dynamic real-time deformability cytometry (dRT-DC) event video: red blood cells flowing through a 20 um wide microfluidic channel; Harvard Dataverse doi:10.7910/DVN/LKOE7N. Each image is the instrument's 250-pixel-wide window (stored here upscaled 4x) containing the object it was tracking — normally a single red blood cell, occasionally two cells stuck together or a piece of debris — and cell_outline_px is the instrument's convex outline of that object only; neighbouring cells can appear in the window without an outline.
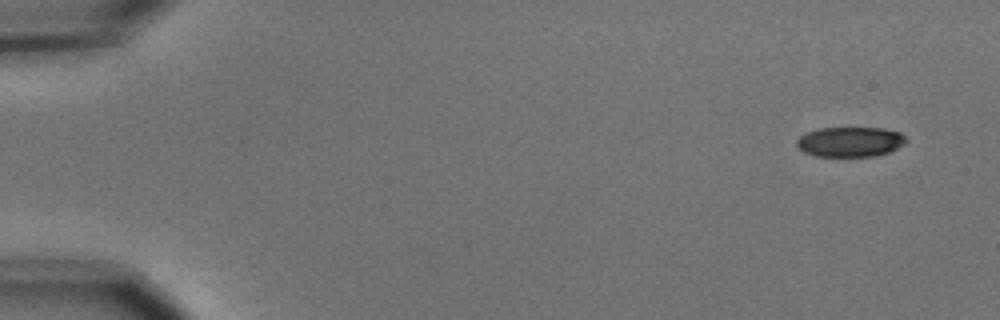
{"species": "common noctule bat (a hibernating species)", "species_latin": "Nyctalus noctula", "temperature_condition": "cold", "stored_images_in_passage": 53, "camera_frame_rate_fps": 3000, "um_per_image_px": 0.085, "animal": {"sex": "male", "body_mass_g": 15.6}, "frame": {"image": 1, "passage_image": 1, "time_ms": 0.0, "image_size_px": [1000, 320], "cell_outline_px": [[908, 140], [904, 144], [888, 152], [872, 156], [816, 156], [804, 152], [796, 144], [796, 140], [800, 136], [808, 132], [820, 128], [884, 128], [900, 132]], "centroid_in_image_um": [72.27, 12.05], "position_along_channel_um": 12.7, "area_um2": 18.96}}
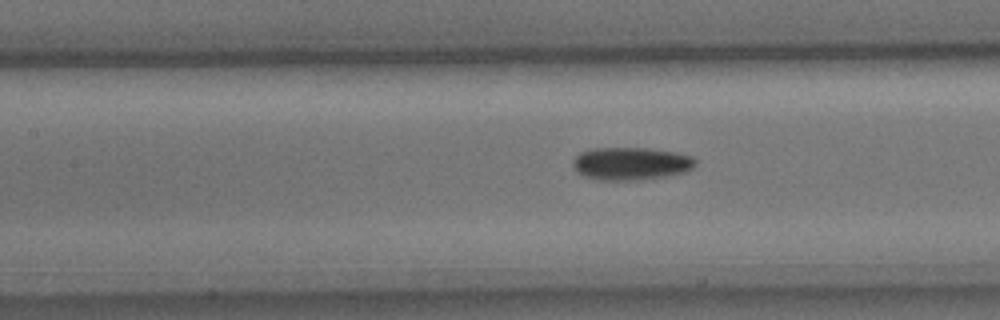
{"frame": {"image": 2, "passage_image": 23, "time_ms": 7.333, "image_size_px": [1000, 320], "cell_outline_px": [[696, 164], [692, 168], [684, 172], [668, 176], [636, 180], [600, 180], [584, 176], [576, 172], [572, 164], [572, 160], [580, 152], [592, 148], [644, 148], [676, 152], [692, 156], [696, 160]], "centroid_in_image_um": [53.61, 13.9], "position_along_channel_um": 153.8, "area_um2": 23.52}}
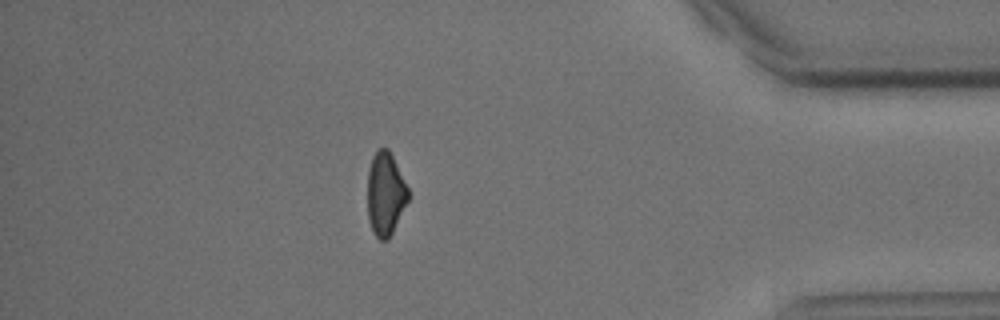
{"frame": {"image": 3, "passage_image": 46, "time_ms": 15.0, "image_size_px": [1000, 320], "cell_outline_px": [[412, 196], [388, 240], [380, 240], [376, 236], [368, 220], [368, 168], [372, 156], [376, 148], [388, 148]], "centroid_in_image_um": [32.78, 16.47], "position_along_channel_um": 402.4, "area_um2": 20.0}, "authors_computed_cell_mechanics": {"area_um2": 21.4438, "velocity_mm_per_s": 3.6908, "shape_relaxation_time_tau1_ms": 3.3814, "shape_relaxation_time_tau2_ms": null, "deformation_change_tau1": 0.1163, "deformation_change_tau2": null}}